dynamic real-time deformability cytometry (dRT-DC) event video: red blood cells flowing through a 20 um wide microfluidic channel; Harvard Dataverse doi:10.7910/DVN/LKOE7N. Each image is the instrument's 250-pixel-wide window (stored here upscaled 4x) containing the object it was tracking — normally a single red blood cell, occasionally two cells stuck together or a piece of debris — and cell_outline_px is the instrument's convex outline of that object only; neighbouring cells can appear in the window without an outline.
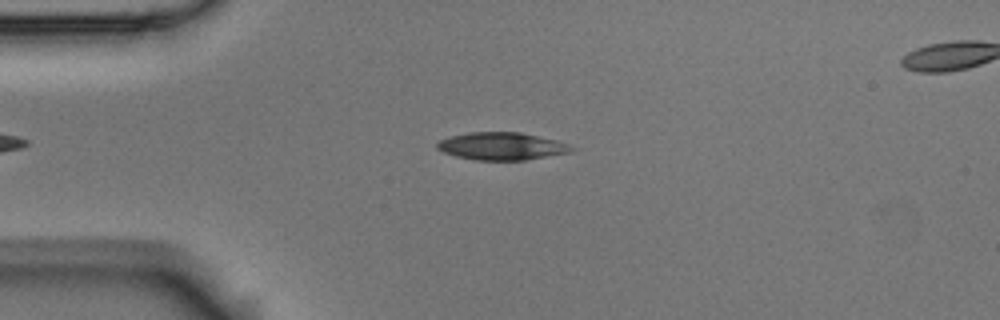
{"species": "Egyptian fruit bat (a non-hibernating species)", "species_latin": "Rousettus aegyptiacus", "temperature_condition": "room temperature", "stored_images_in_passage": 8, "camera_frame_rate_fps": 3000, "um_per_image_px": 0.085, "animal": {"sex": "male"}, "frame": {"image": 1, "passage_image": 4, "time_ms": 1.0, "image_size_px": [1000, 320], "cell_outline_px": [[576, 148], [572, 152], [524, 160], [476, 160], [456, 156], [444, 152], [436, 148], [436, 144], [440, 140], [448, 136], [468, 132], [520, 132], [556, 140], [568, 144]], "centroid_in_image_um": [42.64, 12.42], "position_along_channel_um": 42.4, "area_um2": 21.62}}
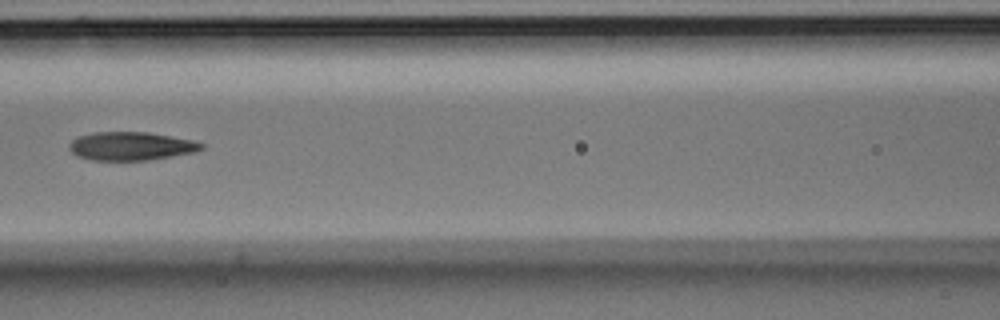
{"frame": {"image": 2, "passage_image": 7, "time_ms": 2.0, "image_size_px": [1000, 320], "cell_outline_px": [[208, 144], [204, 148], [196, 152], [148, 160], [92, 160], [80, 156], [72, 152], [68, 148], [68, 144], [72, 140], [80, 136], [92, 132], [148, 132], [192, 140]], "centroid_in_image_um": [11.18, 12.41], "position_along_channel_um": 155.4, "area_um2": 21.91}}
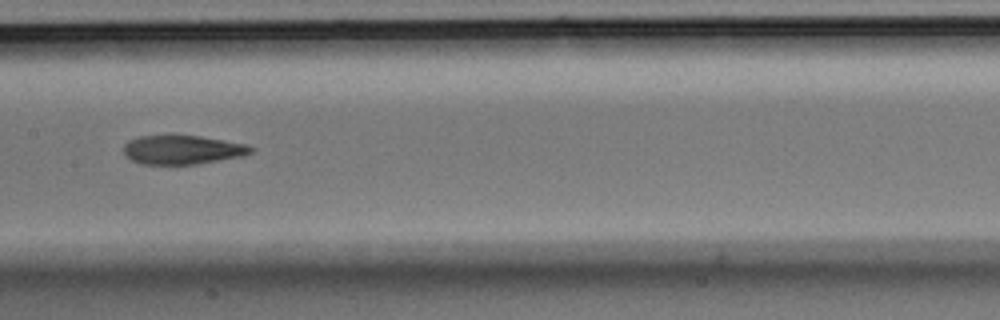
{"frame": {"image": 3, "passage_image": 8, "time_ms": 2.333, "image_size_px": [1000, 320], "cell_outline_px": [[256, 148], [252, 152], [244, 156], [196, 164], [140, 164], [132, 160], [124, 152], [124, 144], [128, 140], [140, 136], [200, 136], [244, 144]], "centroid_in_image_um": [15.52, 12.74], "position_along_channel_um": 191.9, "area_um2": 21.27}}